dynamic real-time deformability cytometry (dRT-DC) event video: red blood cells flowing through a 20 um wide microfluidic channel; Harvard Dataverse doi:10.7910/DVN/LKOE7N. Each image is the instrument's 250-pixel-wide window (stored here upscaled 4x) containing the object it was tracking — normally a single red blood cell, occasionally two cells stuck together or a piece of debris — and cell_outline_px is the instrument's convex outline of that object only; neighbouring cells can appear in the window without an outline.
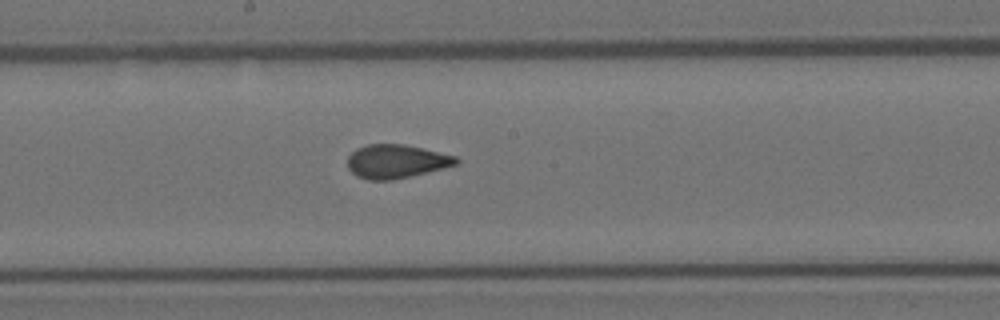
{"species": "Egyptian fruit bat (a non-hibernating species)", "species_latin": "Rousettus aegyptiacus", "temperature_condition": "room temperature", "stored_images_in_passage": 8, "camera_frame_rate_fps": 3000, "um_per_image_px": 0.085, "animal": {"sex": "female"}, "frame": {"image": 1, "passage_image": 8, "time_ms": 2.333, "image_size_px": [1000, 320], "cell_outline_px": [[460, 160], [456, 164], [392, 180], [368, 180], [356, 176], [348, 168], [348, 156], [356, 148], [368, 144], [404, 144], [456, 156]], "centroid_in_image_um": [33.62, 13.71], "position_along_channel_um": 214.6, "area_um2": 20.98}}